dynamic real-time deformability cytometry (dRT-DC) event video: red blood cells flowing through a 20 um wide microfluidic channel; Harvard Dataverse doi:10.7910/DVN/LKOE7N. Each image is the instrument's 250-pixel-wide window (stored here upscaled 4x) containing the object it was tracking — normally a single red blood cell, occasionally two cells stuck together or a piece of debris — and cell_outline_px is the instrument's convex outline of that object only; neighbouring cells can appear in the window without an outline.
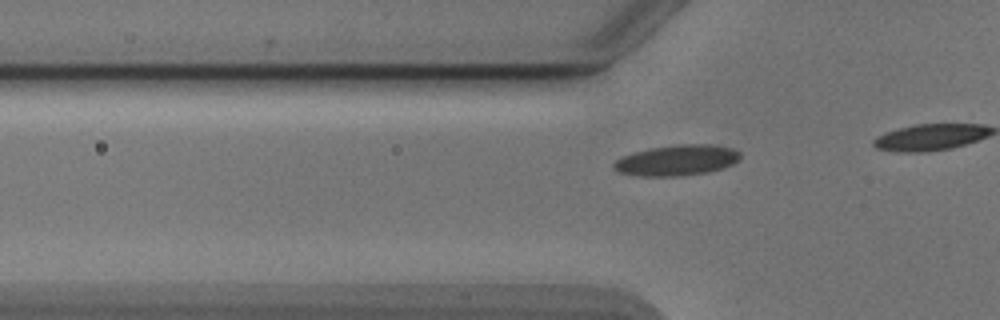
{"species": "Egyptian fruit bat (a non-hibernating species)", "species_latin": "Rousettus aegyptiacus", "temperature_condition": "cold", "stored_images_in_passage": 9, "camera_frame_rate_fps": 3000, "um_per_image_px": 0.085, "animal": {"sex": "male"}, "frame": {"image": 1, "passage_image": 4, "time_ms": 1.0, "image_size_px": [1000, 320], "cell_outline_px": [[740, 156], [732, 164], [724, 168], [704, 172], [676, 176], [640, 176], [620, 172], [612, 168], [612, 164], [616, 160], [624, 156], [636, 152], [652, 148], [676, 144], [708, 144], [732, 148], [740, 152]], "centroid_in_image_um": [57.52, 13.62], "position_along_channel_um": 68.3, "area_um2": 22.25}}
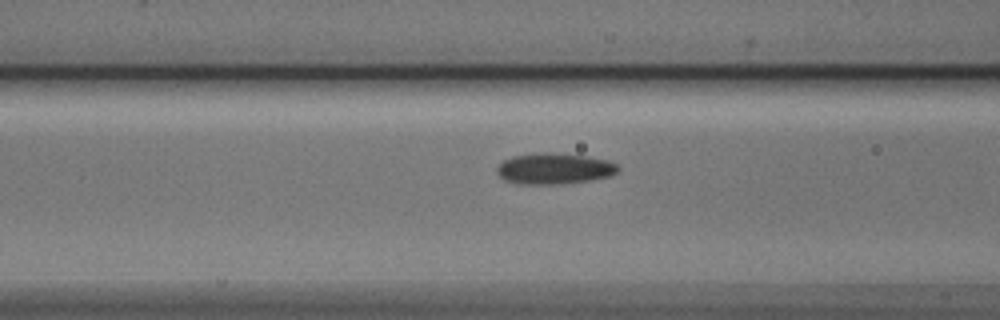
{"frame": {"image": 2, "passage_image": 8, "time_ms": 2.333, "image_size_px": [1000, 320], "cell_outline_px": [[620, 168], [616, 172], [608, 176], [592, 180], [560, 184], [516, 184], [504, 180], [496, 172], [496, 168], [504, 160], [512, 156], [544, 152], [548, 152], [588, 156], [608, 160], [616, 164]], "centroid_in_image_um": [47.09, 14.33], "position_along_channel_um": 119.5, "area_um2": 21.96}}